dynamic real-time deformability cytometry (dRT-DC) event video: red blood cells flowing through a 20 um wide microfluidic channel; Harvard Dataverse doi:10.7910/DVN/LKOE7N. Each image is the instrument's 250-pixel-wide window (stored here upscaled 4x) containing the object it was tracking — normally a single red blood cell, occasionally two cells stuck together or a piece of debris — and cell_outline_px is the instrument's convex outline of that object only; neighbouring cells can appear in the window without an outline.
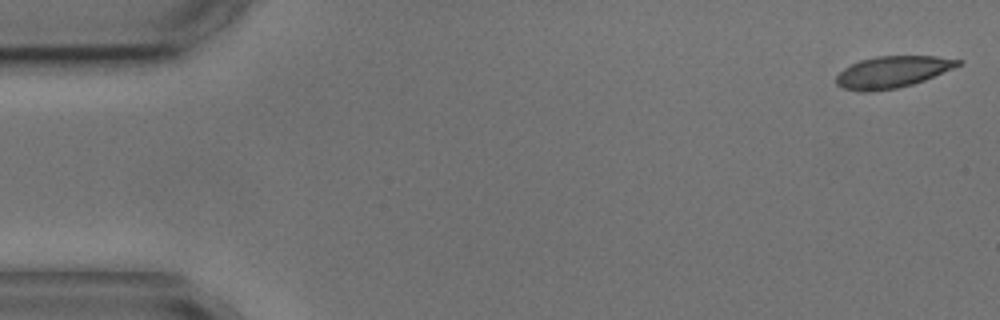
{"species": "common noctule bat (a hibernating species)", "species_latin": "Nyctalus noctula", "temperature_condition": "cold", "stored_images_in_passage": 5, "camera_frame_rate_fps": 3000, "um_per_image_px": 0.085, "animal": {"sex": "male", "body_mass_g": 17.9, "forearm_length_mm": 54.2}, "frame": {"image": 1, "passage_image": 1, "time_ms": 0.0, "image_size_px": [1000, 320], "cell_outline_px": [[964, 60], [960, 64], [952, 68], [924, 80], [912, 84], [896, 88], [868, 92], [860, 92], [844, 88], [836, 84], [836, 76], [844, 68], [860, 60], [876, 56], [936, 56]], "centroid_in_image_um": [75.83, 6.11], "position_along_channel_um": 9.2, "area_um2": 22.25}}
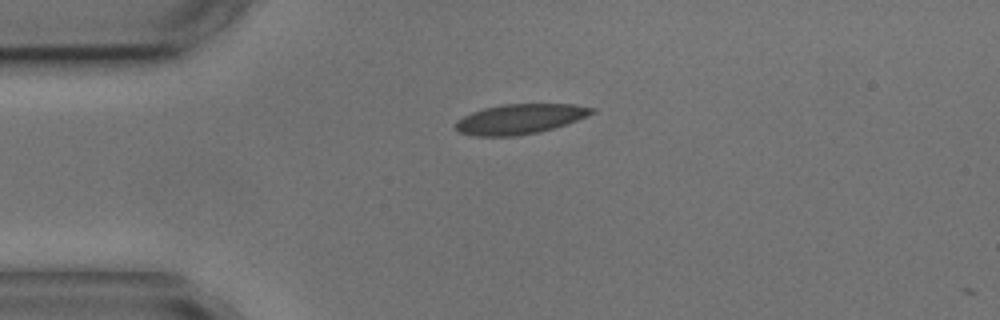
{"frame": {"image": 2, "passage_image": 4, "time_ms": 3.667, "image_size_px": [1000, 320], "cell_outline_px": [[596, 112], [568, 124], [536, 132], [516, 136], [472, 136], [460, 132], [452, 128], [452, 124], [456, 120], [472, 112], [484, 108], [504, 104], [572, 104], [596, 108]], "centroid_in_image_um": [44.16, 10.12], "position_along_channel_um": 40.8, "area_um2": 23.93}}